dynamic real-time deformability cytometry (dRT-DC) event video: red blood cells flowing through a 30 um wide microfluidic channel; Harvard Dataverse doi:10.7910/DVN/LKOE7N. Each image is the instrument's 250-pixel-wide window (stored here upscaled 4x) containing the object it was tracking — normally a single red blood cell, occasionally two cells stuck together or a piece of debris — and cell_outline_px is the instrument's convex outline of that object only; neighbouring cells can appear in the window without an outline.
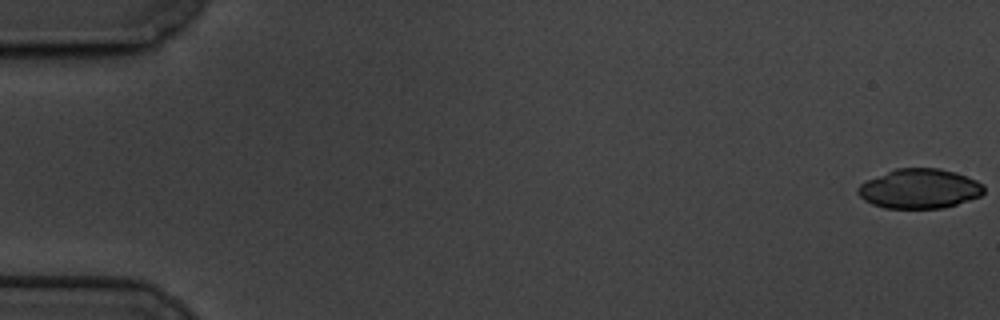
{"species": "common noctule bat (a hibernating species)", "species_latin": "Nyctalus noctula", "temperature_condition": "cold", "stored_images_in_passage": 60, "camera_frame_rate_fps": 3000, "um_per_image_px": 0.085, "animal": {"sex": "male", "body_mass_g": 19.5, "forearm_length_mm": 54.6}, "frame": {"image": 1, "passage_image": 1, "time_ms": 0.0, "image_size_px": [1000, 320], "cell_outline_px": [[984, 192], [980, 196], [944, 208], [884, 208], [872, 204], [864, 200], [856, 192], [856, 188], [860, 184], [868, 180], [896, 168], [940, 168], [956, 172], [976, 180], [984, 184]], "centroid_in_image_um": [78.16, 16.04], "position_along_channel_um": 6.8, "area_um2": 29.07}}